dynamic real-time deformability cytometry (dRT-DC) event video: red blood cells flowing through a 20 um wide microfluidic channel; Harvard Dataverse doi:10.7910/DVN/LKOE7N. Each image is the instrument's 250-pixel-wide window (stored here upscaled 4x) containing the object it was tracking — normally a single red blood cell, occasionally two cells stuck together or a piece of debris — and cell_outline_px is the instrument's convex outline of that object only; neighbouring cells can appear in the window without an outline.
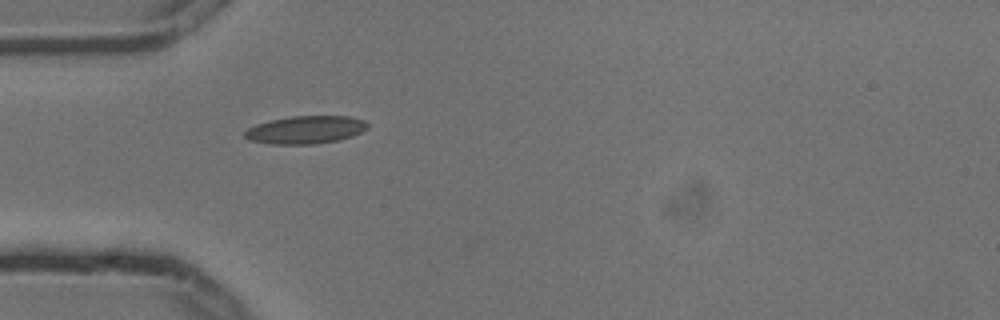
{"species": "common noctule bat (a hibernating species)", "species_latin": "Nyctalus noctula", "temperature_condition": "cold", "stored_images_in_passage": 2, "camera_frame_rate_fps": 3000, "um_per_image_px": 0.085, "animal": {"sex": "male", "body_mass_g": 13.3}, "frame": {"image": 1, "passage_image": 2, "time_ms": 0.333, "image_size_px": [1000, 320], "cell_outline_px": [[368, 128], [352, 136], [336, 140], [316, 144], [268, 144], [248, 140], [244, 136], [244, 132], [248, 128], [256, 124], [272, 120], [292, 116], [348, 116], [364, 120], [368, 124]], "centroid_in_image_um": [25.95, 11.03], "position_along_channel_um": 59.0, "area_um2": 19.88}}